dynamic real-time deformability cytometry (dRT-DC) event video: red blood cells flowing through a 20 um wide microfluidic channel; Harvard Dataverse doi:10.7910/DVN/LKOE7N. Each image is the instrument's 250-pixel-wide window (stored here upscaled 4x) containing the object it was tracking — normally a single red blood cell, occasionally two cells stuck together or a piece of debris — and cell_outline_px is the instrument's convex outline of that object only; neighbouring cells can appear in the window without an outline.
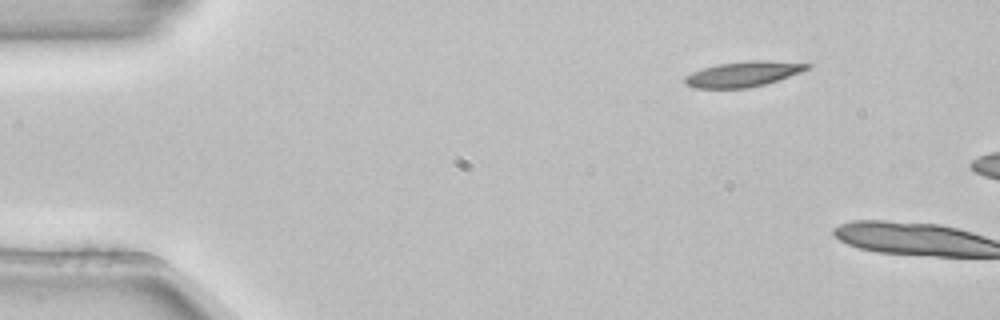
{"species": "common noctule bat (a hibernating species)", "species_latin": "Nyctalus noctula", "temperature_condition": "room temperature", "stored_images_in_passage": 2, "camera_frame_rate_fps": 3000, "um_per_image_px": 0.085, "animal": {"sex": "female", "body_mass_g": 22.7, "forearm_length_mm": 54.2}, "frame": {"image": 1, "passage_image": 1, "time_ms": 0.0, "image_size_px": [1000, 320], "cell_outline_px": [[812, 64], [808, 68], [800, 72], [764, 84], [748, 88], [696, 88], [688, 84], [684, 80], [684, 76], [692, 72], [716, 64], [748, 60], [764, 60]], "centroid_in_image_um": [63.14, 6.28], "position_along_channel_um": 21.9, "area_um2": 17.74}}